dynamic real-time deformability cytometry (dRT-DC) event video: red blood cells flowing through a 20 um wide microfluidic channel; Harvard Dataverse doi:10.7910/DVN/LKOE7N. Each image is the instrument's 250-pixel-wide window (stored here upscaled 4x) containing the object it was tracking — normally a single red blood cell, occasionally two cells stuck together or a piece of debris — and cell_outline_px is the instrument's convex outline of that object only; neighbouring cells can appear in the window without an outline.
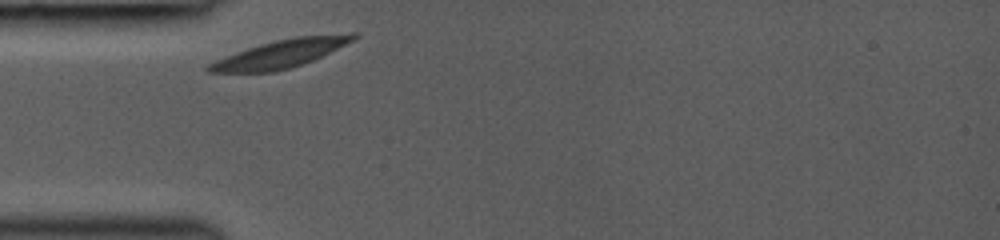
{"species": "common noctule bat (a hibernating species)", "species_latin": "Nyctalus noctula", "temperature_condition": "room temperature", "stored_images_in_passage": 4, "camera_frame_rate_fps": 3000, "um_per_image_px": 0.085, "animal": {"sex": "female", "body_mass_g": 19.0, "forearm_length_mm": 53.3}, "frame": {"image": 1, "passage_image": 1, "time_ms": 0.0, "image_size_px": [1000, 240], "cell_outline_px": [[360, 36], [312, 60], [288, 68], [272, 72], [208, 72], [204, 68], [208, 64], [216, 60], [248, 48], [260, 44], [276, 40], [296, 36], [352, 32], [356, 32]], "centroid_in_image_um": [23.86, 4.55], "position_along_channel_um": 61.1, "area_um2": 23.18}}
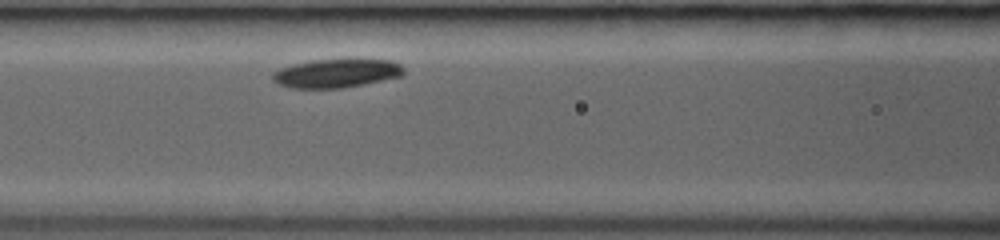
{"frame": {"image": 2, "passage_image": 4, "time_ms": 2.0, "image_size_px": [1000, 240], "cell_outline_px": [[404, 72], [400, 76], [364, 84], [340, 88], [292, 88], [276, 84], [272, 80], [272, 72], [280, 68], [292, 64], [312, 60], [392, 60], [400, 64], [404, 68]], "centroid_in_image_um": [28.54, 6.23], "position_along_channel_um": 138.1, "area_um2": 21.79}}